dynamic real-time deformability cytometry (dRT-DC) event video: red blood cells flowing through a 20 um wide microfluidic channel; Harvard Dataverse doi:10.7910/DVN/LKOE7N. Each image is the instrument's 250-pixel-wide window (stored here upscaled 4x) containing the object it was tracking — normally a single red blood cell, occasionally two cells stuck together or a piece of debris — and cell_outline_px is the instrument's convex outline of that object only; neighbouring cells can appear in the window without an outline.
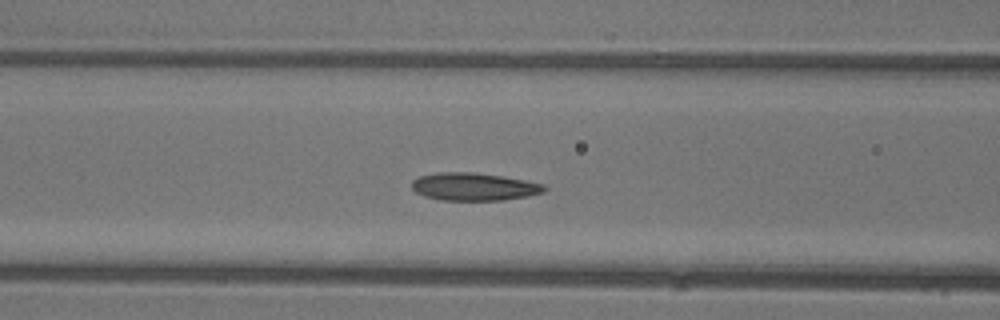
{"species": "common noctule bat (a hibernating species)", "species_latin": "Nyctalus noctula", "temperature_condition": "warm", "stored_images_in_passage": 46, "camera_frame_rate_fps": 3000, "um_per_image_px": 0.085, "animal": {"sex": "female"}, "frame": {"image": 1, "passage_image": 17, "time_ms": 5.333, "image_size_px": [1000, 320], "cell_outline_px": [[548, 188], [544, 192], [528, 196], [504, 200], [440, 200], [424, 196], [416, 192], [412, 188], [412, 180], [420, 176], [436, 172], [472, 172], [504, 176], [544, 184]], "centroid_in_image_um": [40.3, 15.86], "position_along_channel_um": 126.3, "area_um2": 21.56}}
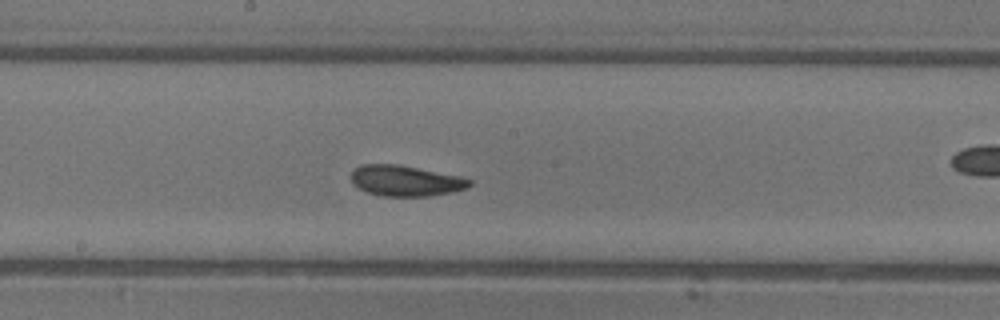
{"frame": {"image": 2, "passage_image": 23, "time_ms": 7.333, "image_size_px": [1000, 320], "cell_outline_px": [[472, 184], [468, 188], [452, 192], [432, 196], [380, 196], [368, 192], [352, 184], [352, 172], [360, 164], [400, 164], [460, 176], [472, 180]], "centroid_in_image_um": [34.5, 15.36], "position_along_channel_um": 213.7, "area_um2": 21.33}}
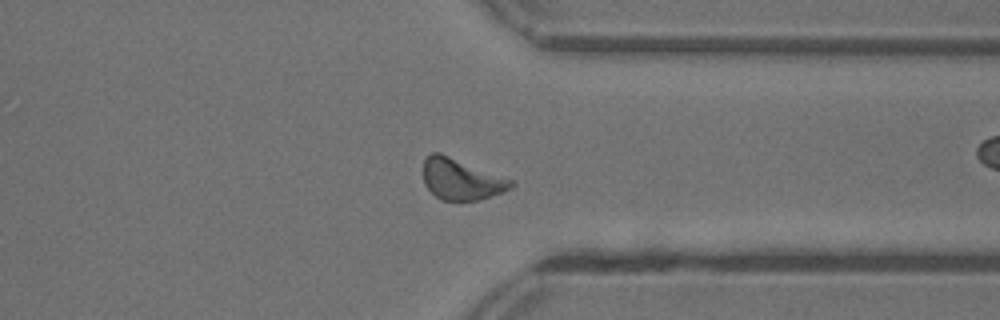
{"frame": {"image": 3, "passage_image": 34, "time_ms": 11.0, "image_size_px": [1000, 320], "cell_outline_px": [[516, 184], [512, 188], [504, 192], [480, 200], [444, 200], [436, 196], [424, 184], [424, 160], [432, 152], [440, 152], [512, 180]], "centroid_in_image_um": [39.23, 15.24], "position_along_channel_um": 372.2, "area_um2": 20.87}, "authors_computed_cell_mechanics": {"area_um2": 20.6924, "velocity_mm_per_s": 4.3737, "shape_relaxation_time_tau1_ms": 4.0619, "shape_relaxation_time_tau2_ms": 3.6694, "deformation_change_tau1": 0.1615, "deformation_change_tau2": 0.1105}}